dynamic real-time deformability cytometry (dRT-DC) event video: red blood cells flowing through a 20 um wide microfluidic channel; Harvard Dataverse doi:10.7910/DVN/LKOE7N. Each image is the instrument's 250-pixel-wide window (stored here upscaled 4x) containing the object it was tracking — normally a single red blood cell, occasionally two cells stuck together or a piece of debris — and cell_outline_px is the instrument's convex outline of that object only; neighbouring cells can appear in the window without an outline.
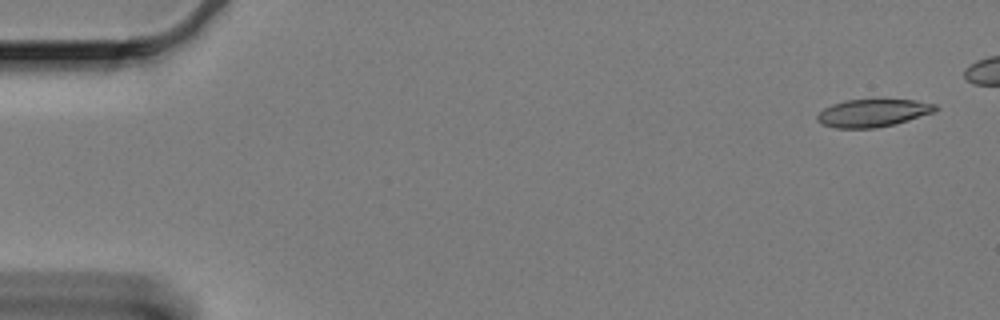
{"species": "Egyptian fruit bat (a non-hibernating species)", "species_latin": "Rousettus aegyptiacus", "temperature_condition": "cold", "stored_images_in_passage": 52, "camera_frame_rate_fps": 3000, "um_per_image_px": 0.085, "animal": {"sex": "female"}, "frame": {"image": 1, "passage_image": 2, "time_ms": 0.333, "image_size_px": [1000, 320], "cell_outline_px": [[940, 108], [936, 112], [896, 124], [876, 128], [836, 128], [820, 124], [816, 120], [816, 116], [824, 108], [832, 104], [848, 100], [916, 100], [936, 104]], "centroid_in_image_um": [74.23, 9.61], "position_along_channel_um": 10.8, "area_um2": 19.25}}
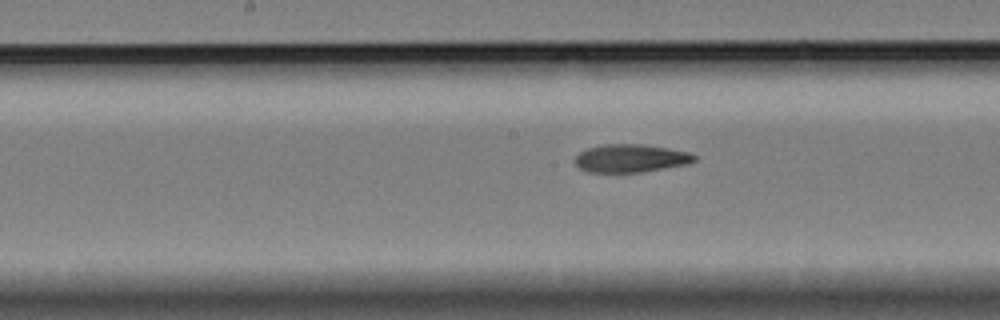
{"frame": {"image": 2, "passage_image": 30, "time_ms": 9.667, "image_size_px": [1000, 320], "cell_outline_px": [[696, 160], [688, 164], [640, 172], [588, 172], [580, 168], [572, 160], [580, 152], [588, 148], [600, 144], [644, 144], [668, 148], [688, 152], [696, 156]], "centroid_in_image_um": [53.59, 13.45], "position_along_channel_um": 194.6, "area_um2": 19.54}}
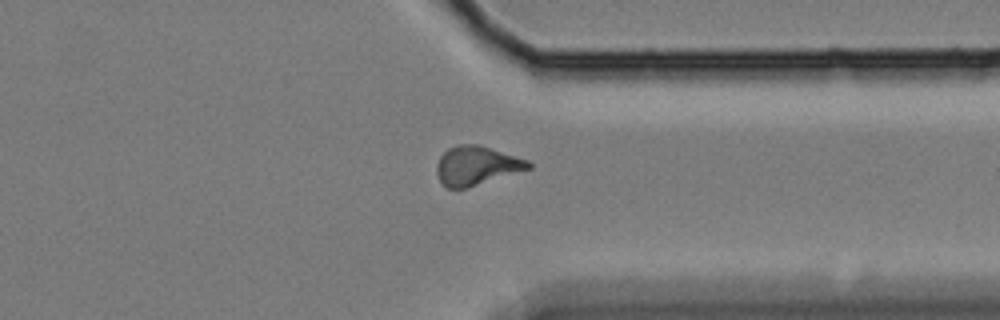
{"frame": {"image": 3, "passage_image": 46, "time_ms": 15.0, "image_size_px": [1000, 320], "cell_outline_px": [[532, 168], [468, 188], [448, 188], [440, 180], [436, 172], [436, 164], [440, 156], [448, 148], [456, 144], [480, 144], [528, 160], [532, 164]], "centroid_in_image_um": [40.51, 14.07], "position_along_channel_um": 370.9, "area_um2": 20.98}}